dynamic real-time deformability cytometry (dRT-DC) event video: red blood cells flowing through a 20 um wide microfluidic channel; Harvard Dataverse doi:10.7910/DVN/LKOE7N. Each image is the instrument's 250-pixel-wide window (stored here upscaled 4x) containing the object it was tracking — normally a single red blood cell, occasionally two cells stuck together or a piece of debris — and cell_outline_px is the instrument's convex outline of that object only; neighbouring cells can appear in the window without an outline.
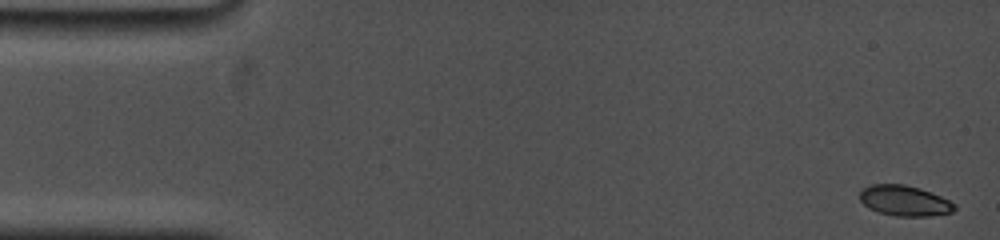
{"species": "common noctule bat (a hibernating species)", "species_latin": "Nyctalus noctula", "temperature_condition": "cold", "stored_images_in_passage": 50, "camera_frame_rate_fps": 5000, "um_per_image_px": 0.085, "animal": {"sex": "female", "body_mass_g": 19.0, "forearm_length_mm": 53.3}, "frame": {"image": 1, "passage_image": 1, "time_ms": 0.0, "image_size_px": [1000, 240], "cell_outline_px": [[956, 208], [952, 212], [928, 216], [896, 216], [880, 212], [868, 208], [860, 200], [860, 188], [872, 184], [904, 184], [920, 188], [932, 192], [956, 204]], "centroid_in_image_um": [76.87, 17.05], "position_along_channel_um": 8.1, "area_um2": 16.88}}
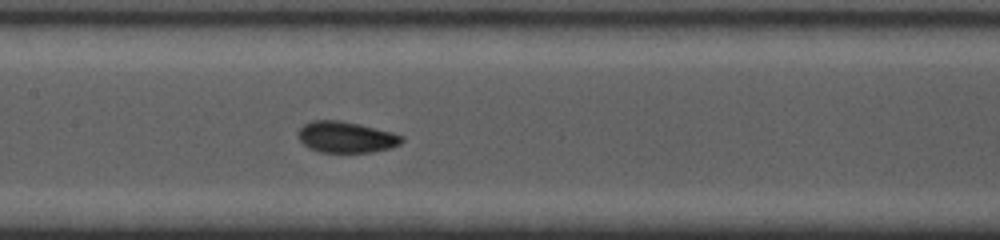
{"frame": {"image": 2, "passage_image": 25, "time_ms": 8.0, "image_size_px": [1000, 240], "cell_outline_px": [[404, 140], [400, 144], [392, 148], [372, 152], [320, 152], [308, 148], [296, 136], [296, 132], [304, 124], [312, 120], [340, 120], [360, 124], [392, 132], [404, 136]], "centroid_in_image_um": [29.41, 11.65], "position_along_channel_um": 178.0, "area_um2": 19.07}}
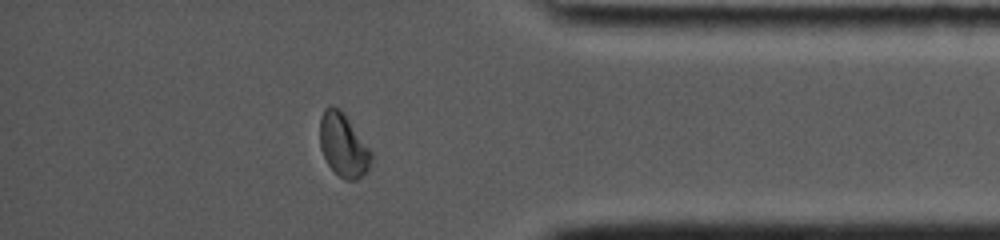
{"frame": {"image": 3, "passage_image": 43, "time_ms": 14.4, "image_size_px": [1000, 240], "cell_outline_px": [[372, 160], [368, 168], [356, 180], [344, 180], [328, 164], [320, 148], [320, 116], [324, 108], [332, 104], [344, 112], [372, 152]], "centroid_in_image_um": [29.16, 12.29], "position_along_channel_um": 406.0, "area_um2": 18.9}, "authors_computed_cell_mechanics": {"area_um2": 18.496, "velocity_mm_per_s": 3.7188, "shape_relaxation_time_tau1_ms": 6.4611, "shape_relaxation_time_tau2_ms": 1.0125, "deformation_change_tau1": 0.1741, "deformation_change_tau2": 0.0382}}